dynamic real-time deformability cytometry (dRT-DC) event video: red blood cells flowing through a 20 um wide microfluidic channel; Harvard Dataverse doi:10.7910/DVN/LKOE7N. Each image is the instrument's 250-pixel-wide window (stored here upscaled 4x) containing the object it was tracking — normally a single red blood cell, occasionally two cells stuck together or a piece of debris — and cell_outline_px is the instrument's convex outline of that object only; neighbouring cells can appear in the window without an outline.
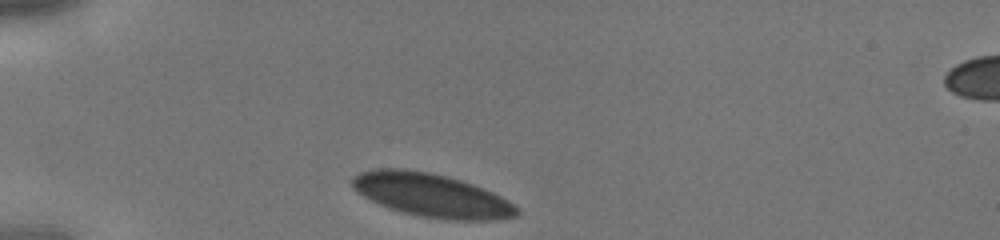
{"species": "human", "species_latin": "Homo sapiens", "temperature_condition": "cold", "stored_images_in_passage": 3, "camera_frame_rate_fps": 3000, "um_per_image_px": 0.085, "donor": {"sex": "male"}, "frame": {"image": 1, "passage_image": 1, "time_ms": 0.0, "image_size_px": [1000, 240], "cell_outline_px": [[520, 212], [516, 216], [496, 220], [452, 220], [420, 216], [388, 208], [356, 192], [352, 188], [352, 176], [360, 172], [376, 168], [404, 168], [428, 172], [460, 180], [484, 188], [508, 200], [520, 208]], "centroid_in_image_um": [36.69, 16.59], "position_along_channel_um": 48.3, "area_um2": 41.67}}
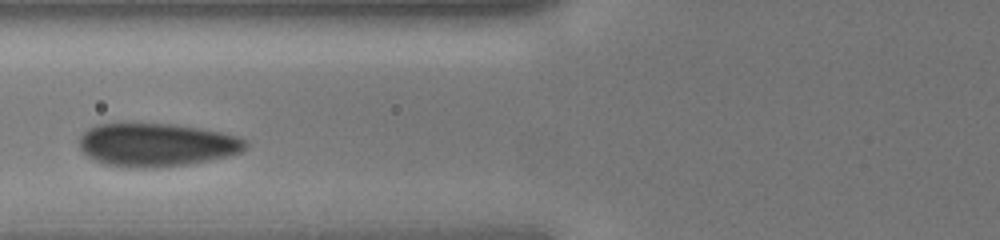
{"frame": {"image": 2, "passage_image": 3, "time_ms": 0.667, "image_size_px": [1000, 240], "cell_outline_px": [[248, 144], [240, 152], [228, 156], [188, 164], [156, 168], [124, 168], [104, 164], [80, 152], [80, 136], [88, 128], [96, 124], [176, 124], [224, 132], [240, 136], [248, 140]], "centroid_in_image_um": [13.32, 12.31], "position_along_channel_um": 112.5, "area_um2": 42.31}}